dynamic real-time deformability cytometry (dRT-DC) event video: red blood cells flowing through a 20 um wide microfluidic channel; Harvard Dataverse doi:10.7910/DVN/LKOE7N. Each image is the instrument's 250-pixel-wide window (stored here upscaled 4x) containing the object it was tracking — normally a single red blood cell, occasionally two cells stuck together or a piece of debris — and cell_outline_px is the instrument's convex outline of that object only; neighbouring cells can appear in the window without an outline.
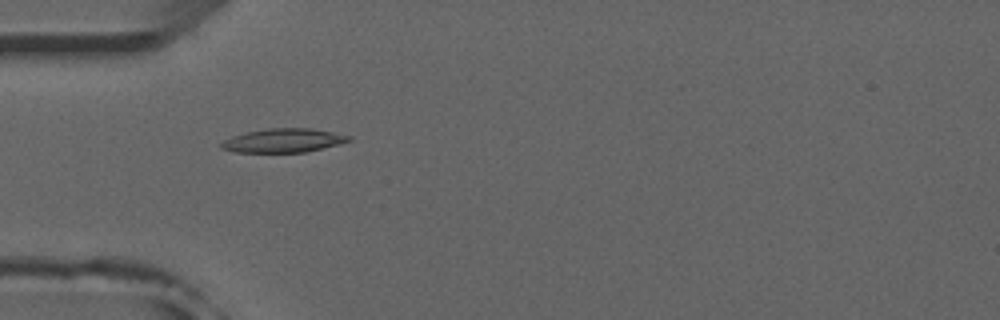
{"species": "common noctule bat (a hibernating species)", "species_latin": "Nyctalus noctula", "temperature_condition": "room temperature", "stored_images_in_passage": 52, "camera_frame_rate_fps": 3000, "um_per_image_px": 0.085, "animal": {"sex": "male", "forearm_length_mm": 52.5}, "frame": {"image": 1, "passage_image": 16, "time_ms": 5.0, "image_size_px": [1000, 320], "cell_outline_px": [[352, 140], [304, 152], [236, 152], [220, 148], [220, 144], [224, 140], [232, 136], [248, 132], [268, 128], [312, 128], [352, 136]], "centroid_in_image_um": [24.07, 11.93], "position_along_channel_um": 60.9, "area_um2": 17.46}}
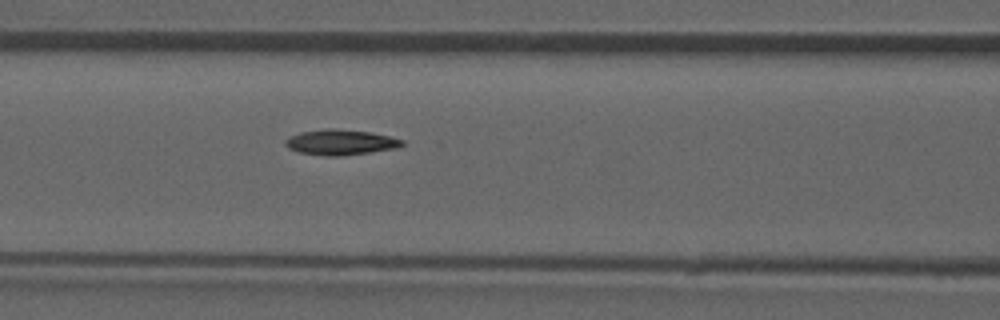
{"frame": {"image": 2, "passage_image": 22, "time_ms": 7.0, "image_size_px": [1000, 320], "cell_outline_px": [[404, 144], [396, 148], [340, 156], [328, 156], [300, 152], [288, 148], [284, 144], [284, 140], [300, 132], [324, 128], [336, 128], [372, 132], [404, 140]], "centroid_in_image_um": [28.93, 12.07], "position_along_channel_um": 137.7, "area_um2": 17.22}}
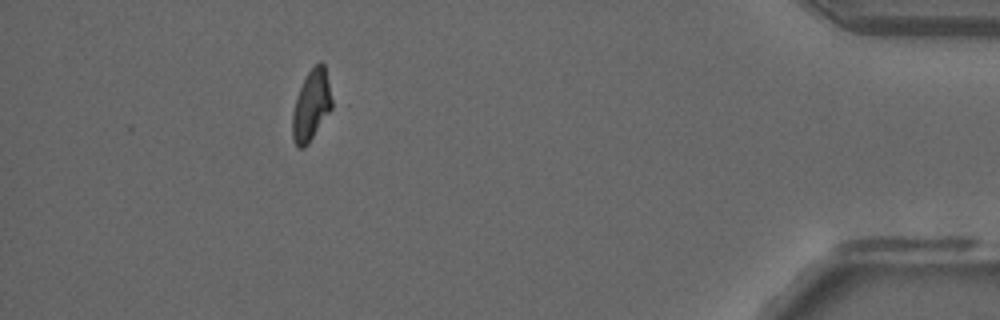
{"frame": {"image": 3, "passage_image": 47, "time_ms": 15.333, "image_size_px": [1000, 320], "cell_outline_px": [[340, 104], [308, 144], [304, 148], [300, 148], [296, 144], [292, 136], [292, 112], [300, 88], [308, 72], [320, 60], [324, 64]], "centroid_in_image_um": [26.62, 8.94], "position_along_channel_um": 408.6, "area_um2": 17.8}, "authors_computed_cell_mechanics": {"area_um2": 17.1377, "velocity_mm_per_s": 3.9315, "shape_relaxation_time_tau1_ms": 5.7876, "shape_relaxation_time_tau2_ms": 4.3139, "deformation_change_tau1": 0.1973, "deformation_change_tau2": 0.1006}}